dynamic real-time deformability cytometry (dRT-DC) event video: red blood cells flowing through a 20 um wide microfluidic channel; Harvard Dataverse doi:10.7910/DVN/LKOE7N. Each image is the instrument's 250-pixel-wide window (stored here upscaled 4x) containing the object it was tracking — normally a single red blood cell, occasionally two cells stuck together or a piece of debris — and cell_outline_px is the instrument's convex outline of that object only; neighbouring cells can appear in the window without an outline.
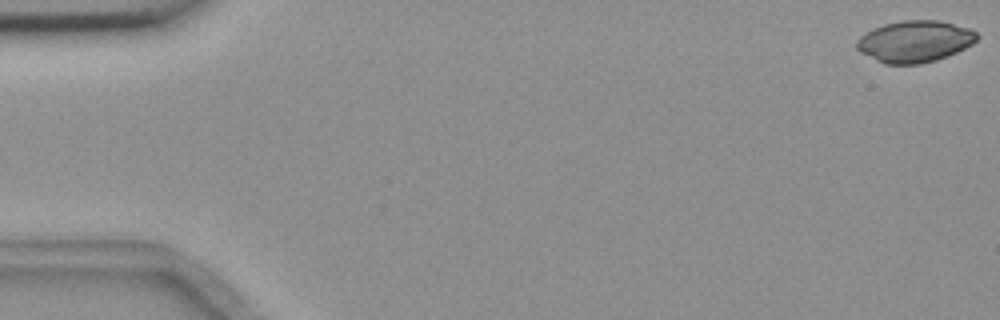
{"species": "common noctule bat (a hibernating species)", "species_latin": "Nyctalus noctula", "temperature_condition": "room temperature", "stored_images_in_passage": 56, "camera_frame_rate_fps": 3000, "um_per_image_px": 0.085, "animal": {"sex": "female", "body_mass_g": 18.4}, "frame": {"image": 1, "passage_image": 1, "time_ms": 0.0, "image_size_px": [1000, 320], "cell_outline_px": [[980, 36], [972, 44], [948, 56], [936, 60], [920, 64], [884, 64], [860, 52], [856, 48], [856, 40], [860, 36], [884, 24], [904, 20], [936, 20], [968, 28], [976, 32]], "centroid_in_image_um": [77.75, 3.53], "position_along_channel_um": 7.2, "area_um2": 28.96}}
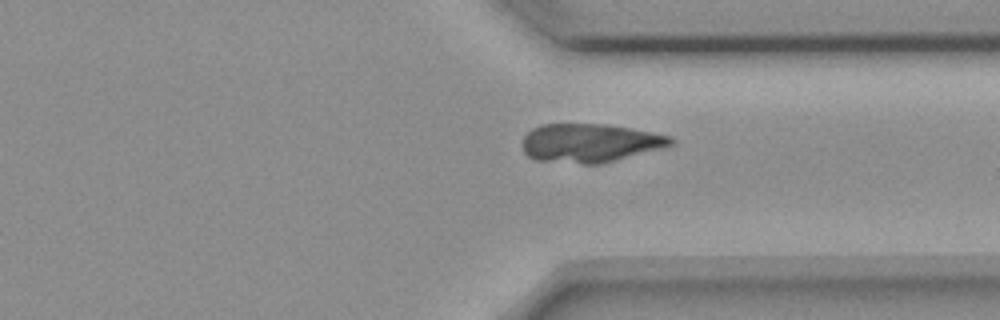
{"frame": {"image": 2, "passage_image": 42, "time_ms": 13.667, "image_size_px": [1000, 320], "cell_outline_px": [[676, 144], [668, 148], [600, 164], [584, 164], [536, 160], [528, 156], [524, 152], [524, 136], [532, 128], [540, 124], [604, 124], [652, 132], [672, 136], [676, 140]], "centroid_in_image_um": [50.24, 12.16], "position_along_channel_um": 361.2, "area_um2": 33.81}}
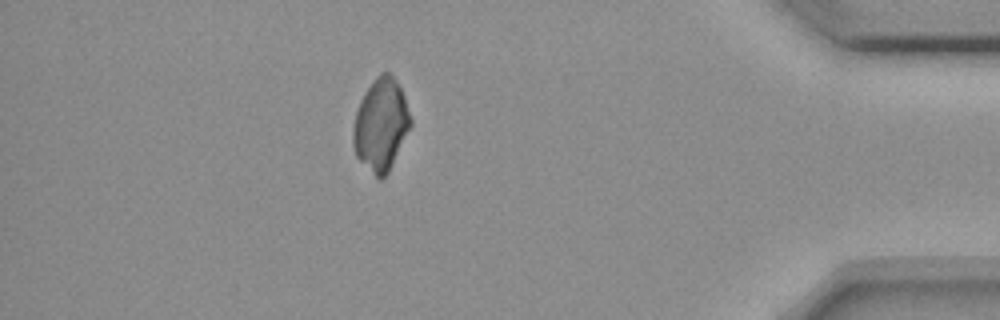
{"frame": {"image": 3, "passage_image": 49, "time_ms": 16.0, "image_size_px": [1000, 320], "cell_outline_px": [[412, 124], [388, 172], [380, 180], [356, 156], [352, 144], [352, 132], [356, 112], [360, 100], [364, 92], [372, 80], [380, 72], [388, 72], [396, 80], [404, 96], [412, 120]], "centroid_in_image_um": [32.36, 10.57], "position_along_channel_um": 402.8, "area_um2": 30.69}}